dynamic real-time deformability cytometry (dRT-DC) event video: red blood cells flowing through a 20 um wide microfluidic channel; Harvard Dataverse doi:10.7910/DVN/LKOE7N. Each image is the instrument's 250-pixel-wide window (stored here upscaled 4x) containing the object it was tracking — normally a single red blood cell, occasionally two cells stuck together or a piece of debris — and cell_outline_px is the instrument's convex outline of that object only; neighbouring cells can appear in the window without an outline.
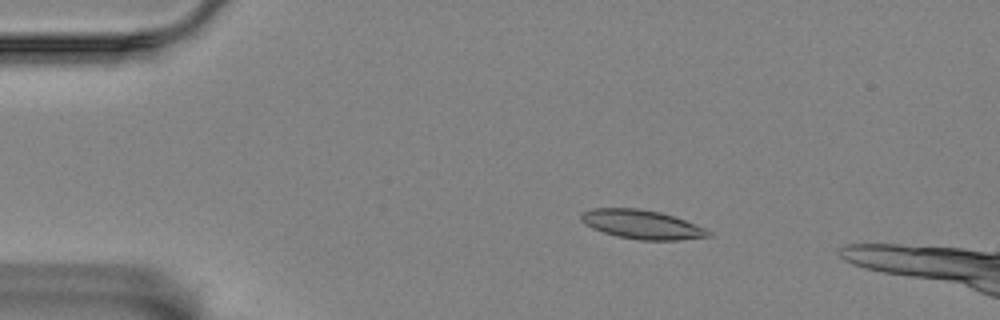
{"species": "Egyptian fruit bat (a non-hibernating species)", "species_latin": "Rousettus aegyptiacus", "temperature_condition": "room temperature", "stored_images_in_passage": 11, "camera_frame_rate_fps": 3000, "um_per_image_px": 0.085, "animal": {"sex": "female"}, "frame": {"image": 1, "passage_image": 4, "time_ms": 1.0, "image_size_px": [1000, 320], "cell_outline_px": [[712, 236], [680, 240], [640, 240], [616, 236], [592, 228], [584, 224], [580, 220], [580, 212], [592, 208], [640, 208], [660, 212], [684, 220], [704, 228], [712, 232]], "centroid_in_image_um": [54.52, 19.07], "position_along_channel_um": 30.5, "area_um2": 21.56}}